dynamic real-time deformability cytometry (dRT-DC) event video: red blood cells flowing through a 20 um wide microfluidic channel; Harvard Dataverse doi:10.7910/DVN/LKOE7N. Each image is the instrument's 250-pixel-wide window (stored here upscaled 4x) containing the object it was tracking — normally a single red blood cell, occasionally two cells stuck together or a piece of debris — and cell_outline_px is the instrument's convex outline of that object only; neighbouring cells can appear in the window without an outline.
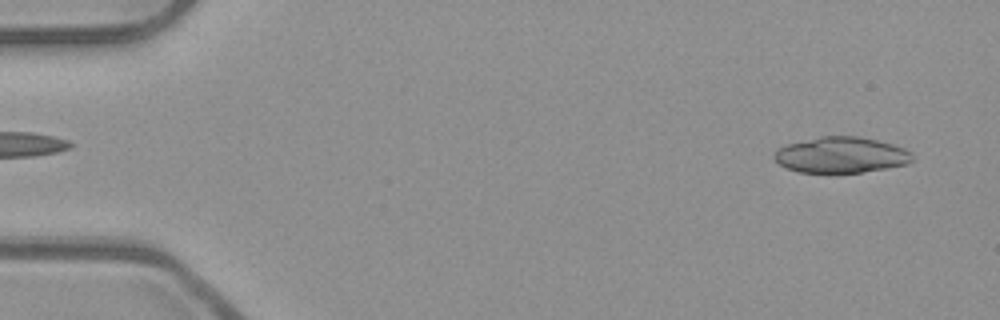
{"species": "common noctule bat (a hibernating species)", "species_latin": "Nyctalus noctula", "temperature_condition": "room temperature", "stored_images_in_passage": 51, "camera_frame_rate_fps": 3000, "um_per_image_px": 0.085, "animal": {"sex": "male", "body_mass_g": 23.1, "forearm_length_mm": 52.7}, "frame": {"image": 1, "passage_image": 3, "time_ms": 0.667, "image_size_px": [1000, 320], "cell_outline_px": [[912, 160], [908, 164], [888, 168], [860, 172], [800, 172], [788, 168], [780, 164], [772, 156], [780, 148], [788, 144], [820, 136], [860, 136], [892, 144], [904, 148], [912, 152]], "centroid_in_image_um": [71.53, 13.17], "position_along_channel_um": 13.5, "area_um2": 28.61}, "authors_computed_cell_mechanics": {"area_um2": 28.611, "velocity_mm_per_s": 3.9734, "shape_relaxation_time_tau1_ms": 5.5116, "shape_relaxation_time_tau2_ms": 1.5155, "deformation_change_tau1": 0.1535, "deformation_change_tau2": 0.0887}}